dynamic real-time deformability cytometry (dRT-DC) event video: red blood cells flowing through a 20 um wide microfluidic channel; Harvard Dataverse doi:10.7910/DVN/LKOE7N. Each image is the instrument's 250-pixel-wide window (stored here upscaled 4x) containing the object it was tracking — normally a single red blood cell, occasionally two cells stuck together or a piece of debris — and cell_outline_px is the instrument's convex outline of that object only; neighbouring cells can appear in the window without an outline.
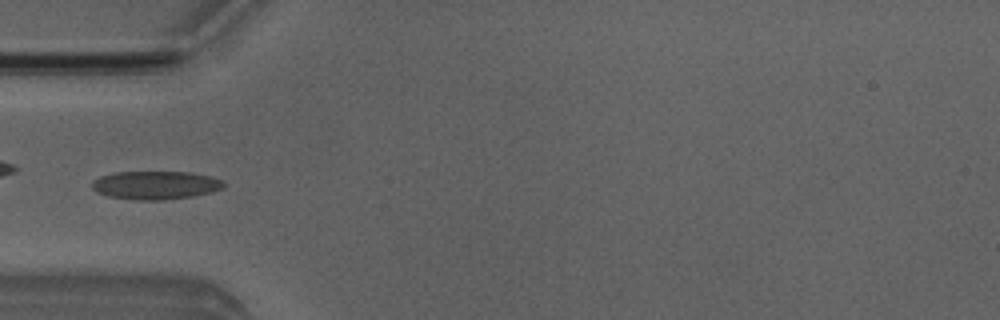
{"species": "Egyptian fruit bat (a non-hibernating species)", "species_latin": "Rousettus aegyptiacus", "temperature_condition": "room temperature", "stored_images_in_passage": 5, "camera_frame_rate_fps": 3000, "um_per_image_px": 0.085, "animal": {"sex": "male"}, "frame": {"image": 1, "passage_image": 5, "time_ms": 4.667, "image_size_px": [1000, 320], "cell_outline_px": [[224, 188], [212, 192], [192, 196], [164, 200], [136, 200], [108, 196], [96, 192], [92, 188], [92, 180], [100, 176], [116, 172], [192, 172], [224, 180]], "centroid_in_image_um": [13.22, 15.74], "position_along_channel_um": 71.8, "area_um2": 21.85}}